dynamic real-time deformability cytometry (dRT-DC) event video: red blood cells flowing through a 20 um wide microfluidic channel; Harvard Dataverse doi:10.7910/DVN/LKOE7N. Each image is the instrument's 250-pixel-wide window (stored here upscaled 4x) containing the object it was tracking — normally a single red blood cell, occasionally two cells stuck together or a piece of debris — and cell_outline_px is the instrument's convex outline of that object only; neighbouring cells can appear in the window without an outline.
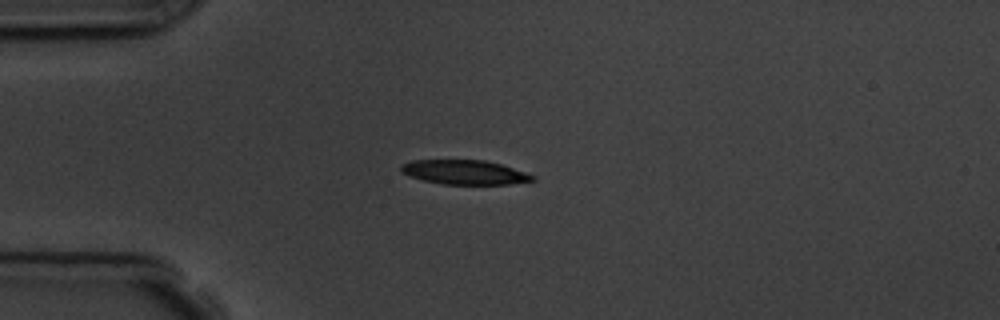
{"species": "common noctule bat (a hibernating species)", "species_latin": "Nyctalus noctula", "temperature_condition": "room temperature", "stored_images_in_passage": 4, "camera_frame_rate_fps": 3000, "um_per_image_px": 0.085, "animal": {"sex": "male", "body_mass_g": 19.5, "forearm_length_mm": 54.6}, "frame": {"image": 1, "passage_image": 3, "time_ms": 3.0, "image_size_px": [1000, 320], "cell_outline_px": [[536, 180], [508, 184], [444, 184], [424, 180], [400, 172], [400, 164], [412, 160], [484, 160], [500, 164], [536, 176]], "centroid_in_image_um": [39.47, 14.63], "position_along_channel_um": 45.5, "area_um2": 18.5}}
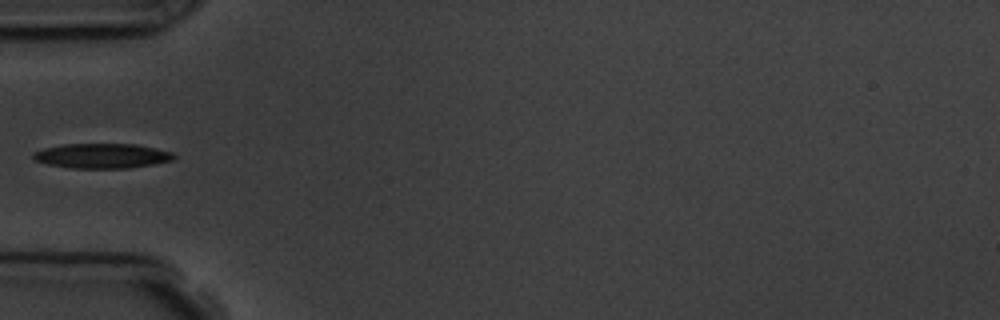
{"frame": {"image": 2, "passage_image": 4, "time_ms": 4.333, "image_size_px": [1000, 320], "cell_outline_px": [[176, 156], [172, 160], [156, 164], [128, 168], [68, 168], [48, 164], [36, 160], [32, 156], [32, 152], [44, 148], [64, 144], [136, 144], [156, 148], [172, 152]], "centroid_in_image_um": [8.68, 13.25], "position_along_channel_um": 76.3, "area_um2": 20.4}}